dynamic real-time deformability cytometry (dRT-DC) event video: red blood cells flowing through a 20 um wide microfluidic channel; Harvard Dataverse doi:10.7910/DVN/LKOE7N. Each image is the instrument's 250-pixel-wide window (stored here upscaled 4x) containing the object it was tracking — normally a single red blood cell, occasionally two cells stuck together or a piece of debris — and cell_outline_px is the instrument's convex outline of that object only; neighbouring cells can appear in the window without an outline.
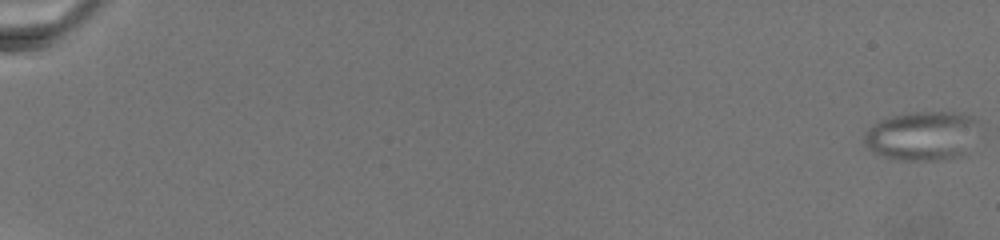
{"species": "common noctule bat (a hibernating species)", "species_latin": "Nyctalus noctula", "temperature_condition": "warm", "stored_images_in_passage": 30, "camera_frame_rate_fps": 3000, "um_per_image_px": 0.085, "animal": {"sex": "female", "body_mass_g": 19.5, "forearm_length_mm": 54.1}, "frame": {"image": 1, "passage_image": 1, "time_ms": 0.0, "image_size_px": [1000, 240], "cell_outline_px": [[976, 120], [964, 156], [944, 160], [896, 160], [872, 152], [864, 144], [864, 132], [872, 124], [880, 120], [892, 116], [916, 112], [964, 112], [976, 116]], "centroid_in_image_um": [78.32, 11.55], "position_along_channel_um": 6.7, "area_um2": 32.71}}
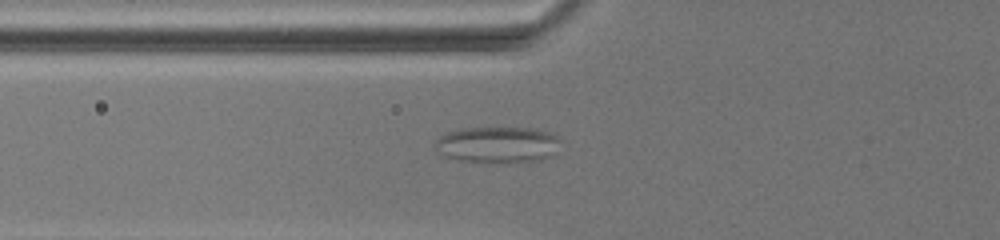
{"frame": {"image": 2, "passage_image": 20, "time_ms": 10.667, "image_size_px": [1000, 240], "cell_outline_px": [[560, 140], [556, 152], [552, 156], [540, 160], [512, 164], [500, 164], [456, 160], [444, 156], [436, 152], [436, 140], [440, 136], [448, 132], [460, 128], [536, 128], [552, 132]], "centroid_in_image_um": [42.32, 12.33], "position_along_channel_um": 83.5, "area_um2": 27.28}}
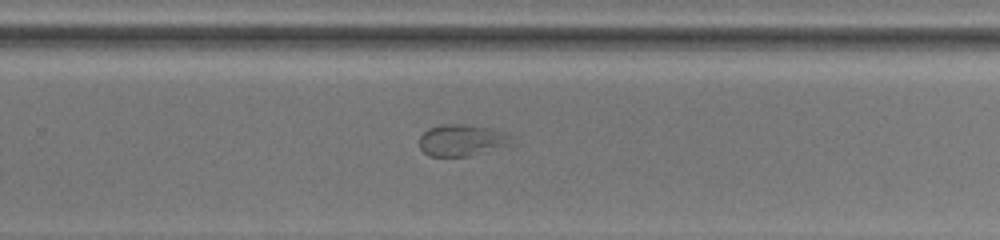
{"frame": {"image": 3, "passage_image": 30, "time_ms": 18.0, "image_size_px": [1000, 240], "cell_outline_px": [[516, 144], [468, 156], [428, 156], [420, 148], [420, 136], [428, 128], [444, 124], [464, 124], [488, 128], [504, 132], [512, 136]], "centroid_in_image_um": [39.3, 11.92], "position_along_channel_um": 290.5, "area_um2": 17.11}}